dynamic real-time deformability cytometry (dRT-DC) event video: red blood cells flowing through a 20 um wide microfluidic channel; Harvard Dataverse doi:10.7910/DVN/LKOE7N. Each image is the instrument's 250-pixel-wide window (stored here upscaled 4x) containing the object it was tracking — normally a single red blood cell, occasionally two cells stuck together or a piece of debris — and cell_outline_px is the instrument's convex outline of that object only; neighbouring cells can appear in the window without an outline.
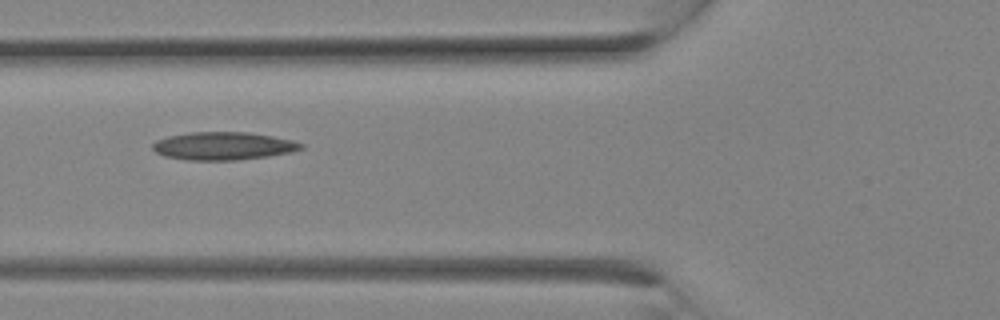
{"species": "Egyptian fruit bat (a non-hibernating species)", "species_latin": "Rousettus aegyptiacus", "temperature_condition": "room temperature", "stored_images_in_passage": 13, "camera_frame_rate_fps": 3000, "um_per_image_px": 0.085, "animal": {"sex": "female"}, "frame": {"image": 1, "passage_image": 10, "time_ms": 3.0, "image_size_px": [1000, 320], "cell_outline_px": [[304, 148], [292, 152], [268, 156], [236, 160], [188, 160], [164, 156], [156, 152], [152, 148], [152, 144], [156, 140], [168, 136], [188, 132], [244, 132], [272, 136], [292, 140], [304, 144]], "centroid_in_image_um": [18.97, 12.4], "position_along_channel_um": 106.8, "area_um2": 24.16}}
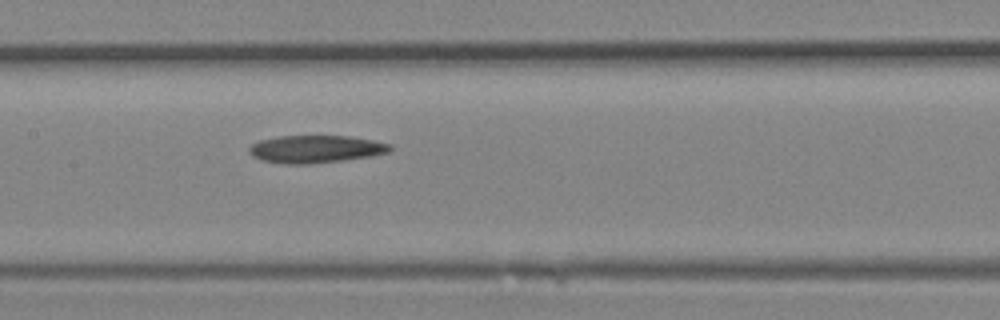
{"frame": {"image": 2, "passage_image": 13, "time_ms": 4.0, "image_size_px": [1000, 320], "cell_outline_px": [[392, 148], [388, 152], [372, 156], [344, 160], [312, 164], [284, 164], [260, 160], [252, 156], [248, 152], [248, 148], [252, 144], [260, 140], [280, 136], [352, 136], [392, 144]], "centroid_in_image_um": [26.82, 12.68], "position_along_channel_um": 180.6, "area_um2": 22.83}}